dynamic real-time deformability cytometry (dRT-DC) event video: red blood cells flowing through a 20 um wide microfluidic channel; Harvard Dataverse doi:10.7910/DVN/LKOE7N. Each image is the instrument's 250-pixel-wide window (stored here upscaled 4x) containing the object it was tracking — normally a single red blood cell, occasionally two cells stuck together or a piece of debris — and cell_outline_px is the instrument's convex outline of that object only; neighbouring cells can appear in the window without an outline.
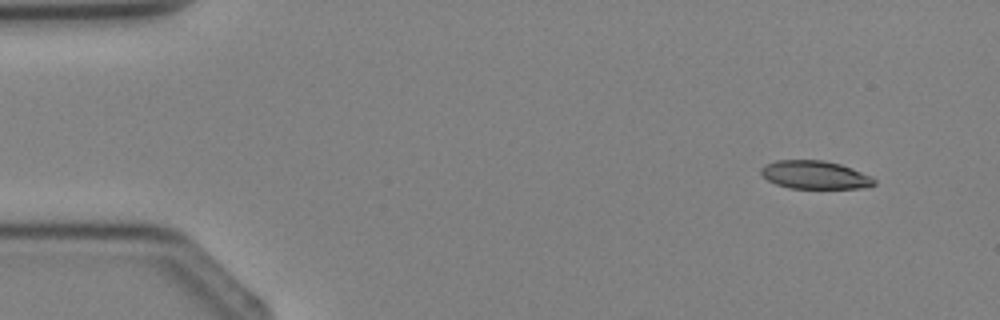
{"species": "Egyptian fruit bat (a non-hibernating species)", "species_latin": "Rousettus aegyptiacus", "temperature_condition": "cold", "stored_images_in_passage": 4, "segment_of_instrument_passage": [1, 2], "camera_frame_rate_fps": 3000, "um_per_image_px": 0.085, "animal": {"sex": "female"}, "frame": {"image": 1, "passage_image": 1, "time_ms": 0.0, "image_size_px": [1000, 320], "cell_outline_px": [[876, 184], [860, 188], [788, 188], [776, 184], [768, 180], [760, 172], [760, 168], [764, 164], [776, 160], [824, 160], [840, 164], [852, 168], [872, 176], [876, 180]], "centroid_in_image_um": [69.26, 14.86], "position_along_channel_um": 15.7, "area_um2": 18.67}}
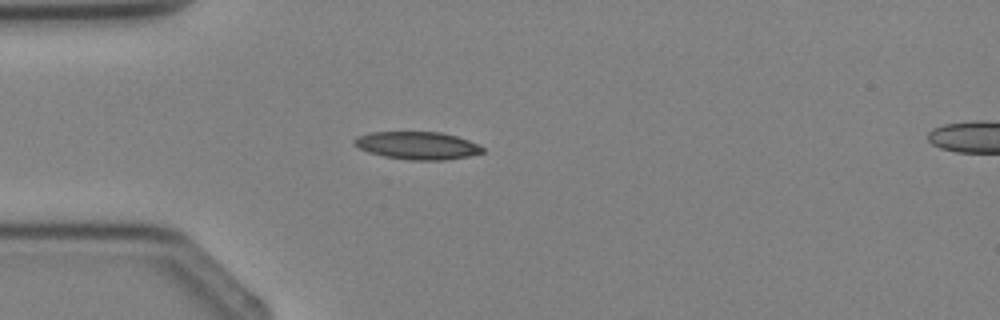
{"frame": {"image": 2, "passage_image": 3, "time_ms": 2.333, "image_size_px": [1000, 320], "cell_outline_px": [[484, 152], [468, 156], [444, 160], [408, 160], [384, 156], [368, 152], [352, 144], [352, 140], [356, 136], [368, 132], [440, 132], [456, 136], [468, 140], [484, 148]], "centroid_in_image_um": [35.42, 12.36], "position_along_channel_um": 49.6, "area_um2": 20.75}}